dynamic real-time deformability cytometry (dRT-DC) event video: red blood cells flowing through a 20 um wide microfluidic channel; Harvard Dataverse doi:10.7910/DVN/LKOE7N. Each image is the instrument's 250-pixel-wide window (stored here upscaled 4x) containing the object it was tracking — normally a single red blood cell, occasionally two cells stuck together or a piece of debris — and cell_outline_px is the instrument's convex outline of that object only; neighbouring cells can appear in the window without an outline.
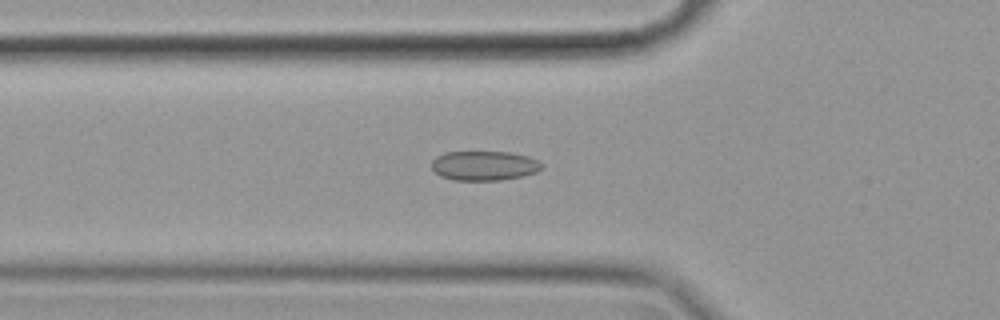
{"species": "common noctule bat (a hibernating species)", "species_latin": "Nyctalus noctula", "temperature_condition": "cold", "stored_images_in_passage": 55, "camera_frame_rate_fps": 3000, "um_per_image_px": 0.085, "animal": {"sex": "female", "body_mass_g": 19.9}, "frame": {"image": 1, "passage_image": 18, "time_ms": 5.667, "image_size_px": [1000, 320], "cell_outline_px": [[540, 168], [536, 172], [524, 176], [500, 180], [456, 180], [440, 176], [432, 168], [432, 160], [436, 156], [444, 152], [508, 152], [528, 156], [536, 160], [540, 164]], "centroid_in_image_um": [41.12, 14.08], "position_along_channel_um": 84.7, "area_um2": 18.79}}
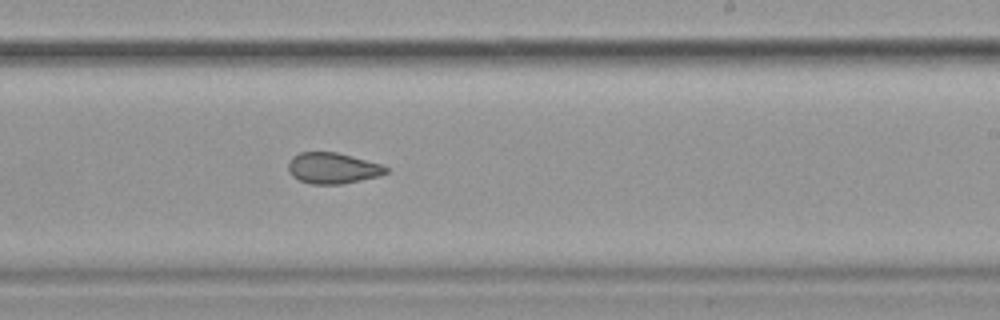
{"frame": {"image": 2, "passage_image": 33, "time_ms": 10.667, "image_size_px": [1000, 320], "cell_outline_px": [[388, 172], [380, 176], [340, 184], [308, 184], [292, 176], [288, 172], [288, 164], [292, 156], [300, 152], [336, 152], [380, 164], [388, 168]], "centroid_in_image_um": [28.24, 14.3], "position_along_channel_um": 260.8, "area_um2": 17.57}}
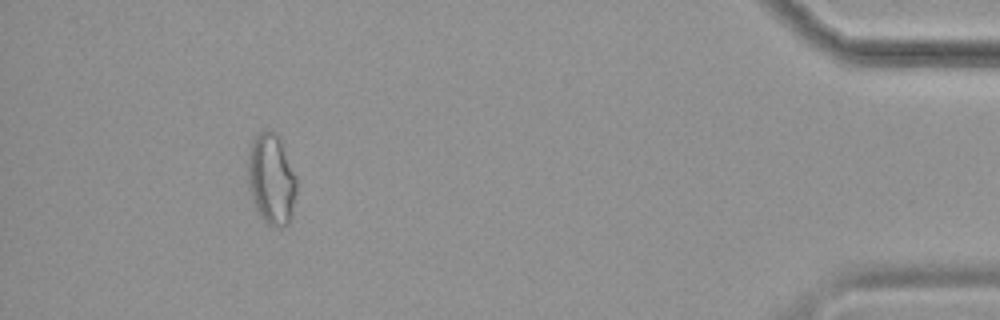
{"frame": {"image": 3, "passage_image": 51, "time_ms": 16.667, "image_size_px": [1000, 320], "cell_outline_px": [[296, 192], [292, 216], [288, 224], [280, 228], [276, 228], [268, 224], [264, 220], [256, 208], [248, 184], [248, 152], [256, 136], [264, 128], [268, 128], [276, 132], [280, 140], [296, 176]], "centroid_in_image_um": [23.08, 15.23], "position_along_channel_um": 412.1, "area_um2": 25.72}, "authors_computed_cell_mechanics": {"area_um2": 19.652, "velocity_mm_per_s": 3.5244, "shape_relaxation_time_tau1_ms": null, "shape_relaxation_time_tau2_ms": 3.3259, "deformation_change_tau1": null, "deformation_change_tau2": 0.084}}